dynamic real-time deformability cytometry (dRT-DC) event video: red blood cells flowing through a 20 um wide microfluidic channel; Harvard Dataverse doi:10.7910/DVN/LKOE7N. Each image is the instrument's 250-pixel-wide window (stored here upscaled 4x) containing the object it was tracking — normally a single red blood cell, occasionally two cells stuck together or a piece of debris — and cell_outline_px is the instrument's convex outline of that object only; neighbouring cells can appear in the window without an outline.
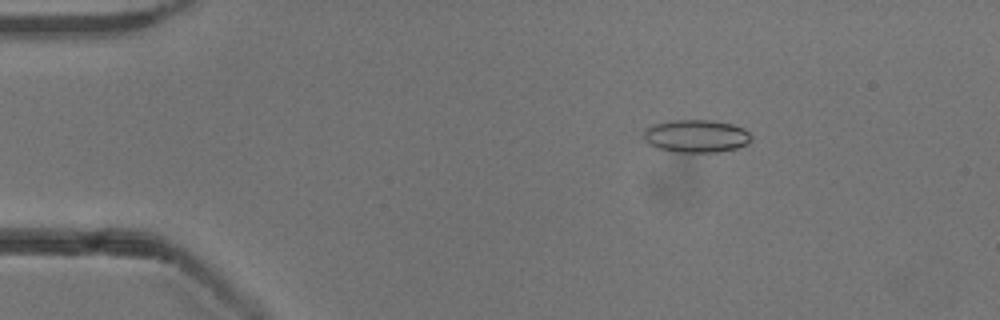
{"species": "common noctule bat (a hibernating species)", "species_latin": "Nyctalus noctula", "temperature_condition": "cold", "stored_images_in_passage": 53, "camera_frame_rate_fps": 3000, "um_per_image_px": 0.085, "animal": {"sex": "male", "body_mass_g": 13.3}, "frame": {"image": 1, "passage_image": 9, "time_ms": 2.667, "image_size_px": [1000, 320], "cell_outline_px": [[752, 140], [736, 148], [716, 152], [676, 152], [660, 148], [648, 144], [644, 140], [644, 128], [656, 124], [672, 120], [708, 120], [732, 124], [744, 128], [752, 136]], "centroid_in_image_um": [59.17, 11.56], "position_along_channel_um": 25.8, "area_um2": 20.4}}
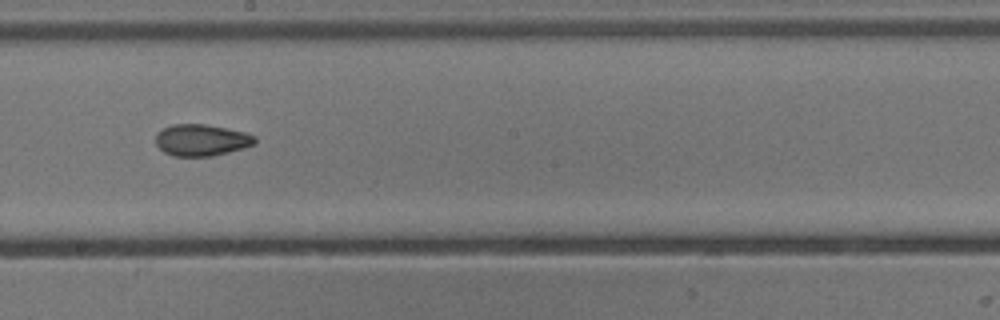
{"frame": {"image": 2, "passage_image": 30, "time_ms": 9.667, "image_size_px": [1000, 320], "cell_outline_px": [[256, 144], [244, 148], [212, 156], [172, 156], [164, 152], [156, 144], [156, 132], [172, 124], [204, 124], [244, 132], [256, 136]], "centroid_in_image_um": [17.12, 11.91], "position_along_channel_um": 231.1, "area_um2": 18.26}}
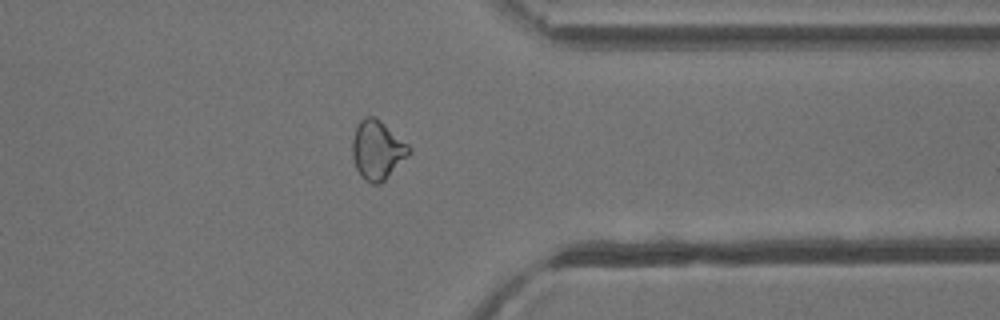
{"frame": {"image": 3, "passage_image": 42, "time_ms": 13.667, "image_size_px": [1000, 320], "cell_outline_px": [[412, 152], [380, 184], [372, 184], [364, 180], [360, 176], [356, 168], [352, 156], [352, 140], [356, 128], [360, 120], [364, 116], [376, 116], [408, 144], [412, 148]], "centroid_in_image_um": [32.07, 12.74], "position_along_channel_um": 379.3, "area_um2": 19.59}, "authors_computed_cell_mechanics": {"area_um2": 19.4786, "velocity_mm_per_s": 3.8958, "shape_relaxation_time_tau1_ms": null, "shape_relaxation_time_tau2_ms": 3.4964, "deformation_change_tau1": null, "deformation_change_tau2": 0.0925}}